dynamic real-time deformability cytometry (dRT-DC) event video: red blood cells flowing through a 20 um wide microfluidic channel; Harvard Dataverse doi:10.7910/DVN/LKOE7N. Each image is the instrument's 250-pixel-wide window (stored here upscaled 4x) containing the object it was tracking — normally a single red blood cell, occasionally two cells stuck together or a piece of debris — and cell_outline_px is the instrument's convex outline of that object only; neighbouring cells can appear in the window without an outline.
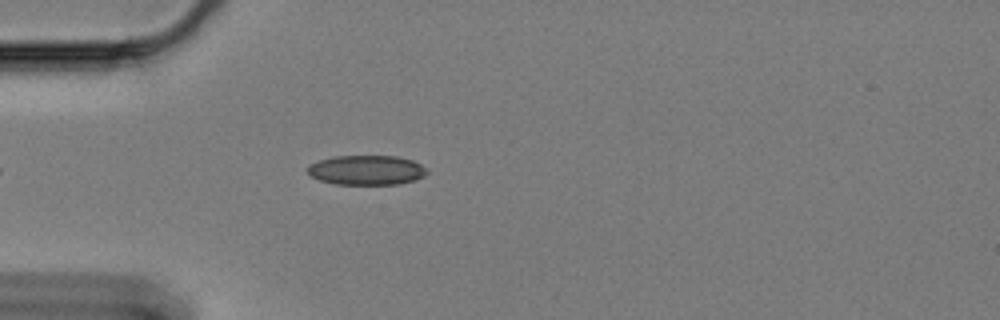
{"species": "Egyptian fruit bat (a non-hibernating species)", "species_latin": "Rousettus aegyptiacus", "temperature_condition": "cold", "stored_images_in_passage": 23, "camera_frame_rate_fps": 3000, "um_per_image_px": 0.085, "animal": {"sex": "female"}, "frame": {"image": 1, "passage_image": 8, "time_ms": 2.333, "image_size_px": [1000, 320], "cell_outline_px": [[428, 172], [424, 176], [416, 180], [400, 184], [336, 184], [320, 180], [312, 176], [308, 172], [308, 164], [320, 160], [336, 156], [396, 156], [412, 160], [420, 164]], "centroid_in_image_um": [31.17, 14.46], "position_along_channel_um": 53.8, "area_um2": 20.52}}
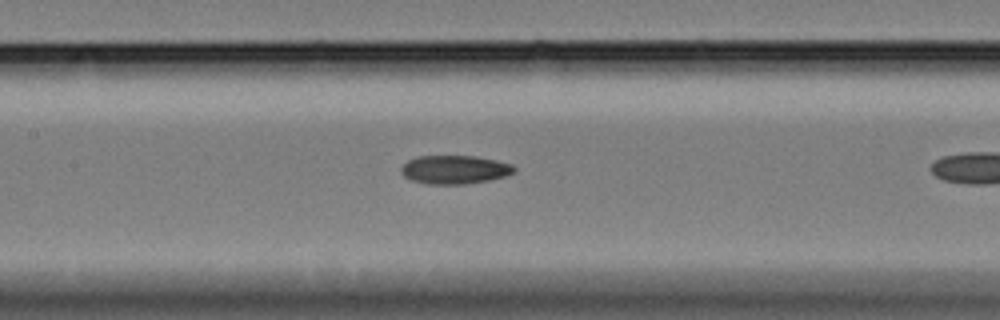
{"frame": {"image": 2, "passage_image": 15, "time_ms": 4.667, "image_size_px": [1000, 320], "cell_outline_px": [[516, 172], [504, 176], [488, 180], [464, 184], [428, 184], [412, 180], [404, 176], [400, 172], [400, 168], [408, 160], [416, 156], [476, 156], [496, 160], [512, 164], [516, 168]], "centroid_in_image_um": [38.64, 14.41], "position_along_channel_um": 168.8, "area_um2": 18.84}}
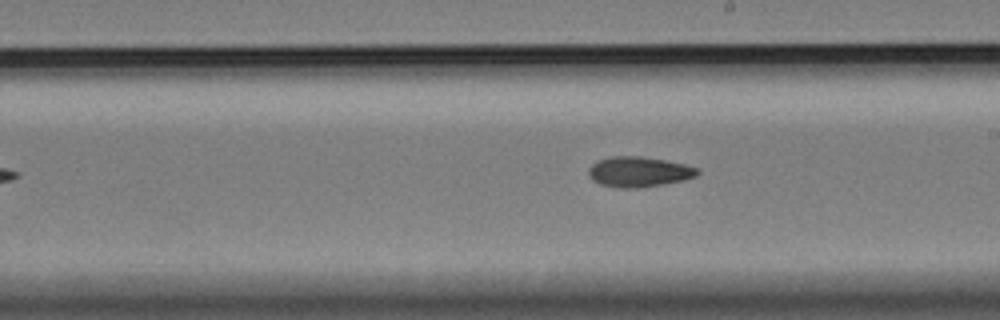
{"frame": {"image": 3, "passage_image": 21, "time_ms": 6.667, "image_size_px": [1000, 320], "cell_outline_px": [[700, 172], [696, 176], [684, 180], [664, 184], [640, 188], [620, 188], [600, 184], [592, 180], [588, 176], [588, 168], [596, 160], [612, 156], [640, 156], [664, 160], [684, 164], [700, 168]], "centroid_in_image_um": [54.29, 14.6], "position_along_channel_um": 234.7, "area_um2": 19.42}}